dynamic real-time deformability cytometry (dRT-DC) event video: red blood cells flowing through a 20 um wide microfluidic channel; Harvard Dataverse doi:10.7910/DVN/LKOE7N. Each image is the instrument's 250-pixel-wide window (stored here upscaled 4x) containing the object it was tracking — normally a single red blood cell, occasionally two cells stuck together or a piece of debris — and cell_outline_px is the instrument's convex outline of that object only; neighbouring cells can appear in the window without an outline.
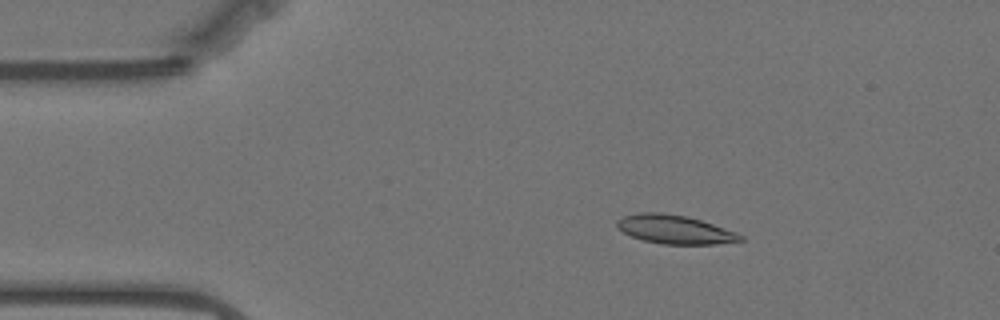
{"species": "Egyptian fruit bat (a non-hibernating species)", "species_latin": "Rousettus aegyptiacus", "temperature_condition": "warm", "stored_images_in_passage": 58, "camera_frame_rate_fps": 3000, "um_per_image_px": 0.085, "animal": {"sex": "female"}, "frame": {"image": 1, "passage_image": 9, "time_ms": 2.667, "image_size_px": [1000, 320], "cell_outline_px": [[744, 240], [716, 244], [664, 244], [644, 240], [632, 236], [624, 232], [616, 224], [616, 220], [624, 216], [640, 212], [660, 212], [688, 216], [736, 232], [744, 236]], "centroid_in_image_um": [57.37, 19.49], "position_along_channel_um": 27.6, "area_um2": 20.46}}
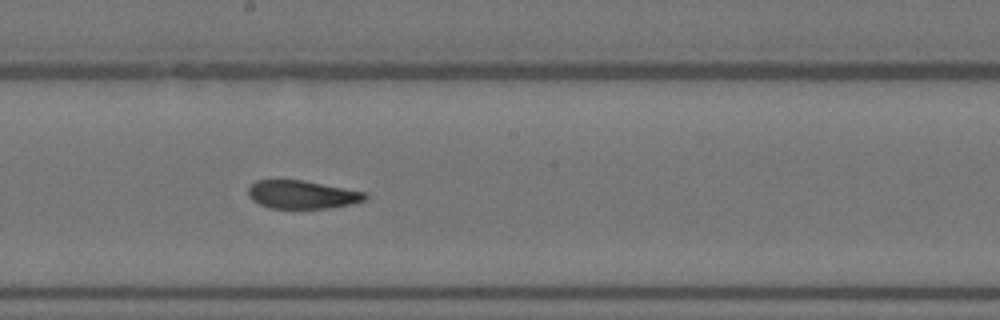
{"frame": {"image": 2, "passage_image": 30, "time_ms": 9.667, "image_size_px": [1000, 320], "cell_outline_px": [[368, 196], [364, 200], [352, 204], [332, 208], [272, 208], [260, 204], [252, 200], [248, 196], [248, 188], [256, 180], [304, 180], [364, 192]], "centroid_in_image_um": [25.67, 16.54], "position_along_channel_um": 222.5, "area_um2": 19.13}}
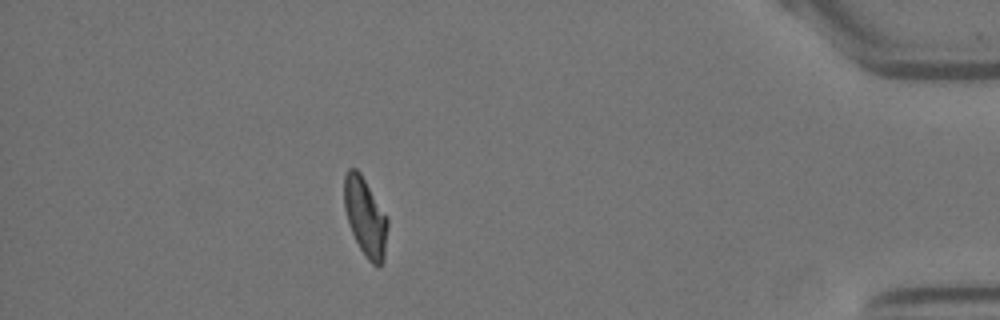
{"frame": {"image": 3, "passage_image": 50, "time_ms": 16.333, "image_size_px": [1000, 320], "cell_outline_px": [[388, 224], [384, 260], [376, 268], [368, 260], [360, 248], [348, 224], [344, 208], [344, 176], [348, 168], [356, 168], [360, 172], [388, 216]], "centroid_in_image_um": [31.06, 18.43], "position_along_channel_um": 404.1, "area_um2": 20.06}, "authors_computed_cell_mechanics": {"area_um2": 20.2878, "velocity_mm_per_s": 3.499, "shape_relaxation_time_tau1_ms": 9.7006, "shape_relaxation_time_tau2_ms": 2.441, "deformation_change_tau1": 0.268, "deformation_change_tau2": 0.0938}}